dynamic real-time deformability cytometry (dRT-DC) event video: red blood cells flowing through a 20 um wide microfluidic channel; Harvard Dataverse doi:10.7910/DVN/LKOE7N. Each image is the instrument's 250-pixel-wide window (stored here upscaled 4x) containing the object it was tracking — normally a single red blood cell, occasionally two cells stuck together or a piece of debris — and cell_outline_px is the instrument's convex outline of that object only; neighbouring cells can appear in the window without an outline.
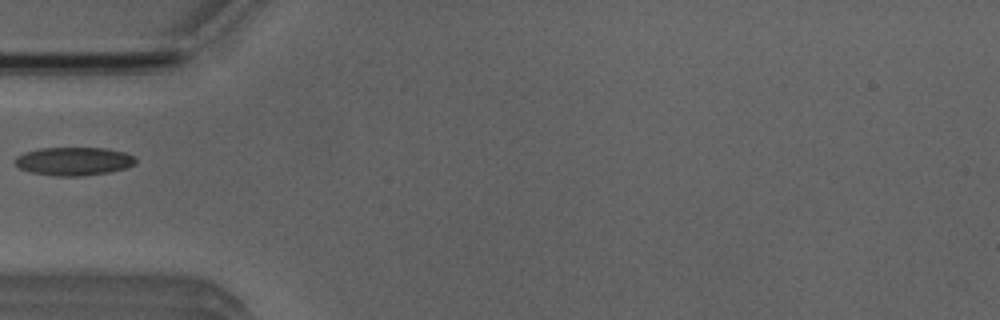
{"species": "Egyptian fruit bat (a non-hibernating species)", "species_latin": "Rousettus aegyptiacus", "temperature_condition": "room temperature", "stored_images_in_passage": 3, "camera_frame_rate_fps": 3000, "um_per_image_px": 0.085, "animal": {"sex": "male"}, "frame": {"image": 1, "passage_image": 2, "time_ms": 1.333, "image_size_px": [1000, 320], "cell_outline_px": [[136, 164], [128, 168], [108, 172], [80, 176], [56, 176], [32, 172], [20, 168], [16, 164], [16, 156], [24, 152], [40, 148], [108, 148], [124, 152], [132, 156], [136, 160]], "centroid_in_image_um": [6.3, 13.7], "position_along_channel_um": 78.7, "area_um2": 19.83}}